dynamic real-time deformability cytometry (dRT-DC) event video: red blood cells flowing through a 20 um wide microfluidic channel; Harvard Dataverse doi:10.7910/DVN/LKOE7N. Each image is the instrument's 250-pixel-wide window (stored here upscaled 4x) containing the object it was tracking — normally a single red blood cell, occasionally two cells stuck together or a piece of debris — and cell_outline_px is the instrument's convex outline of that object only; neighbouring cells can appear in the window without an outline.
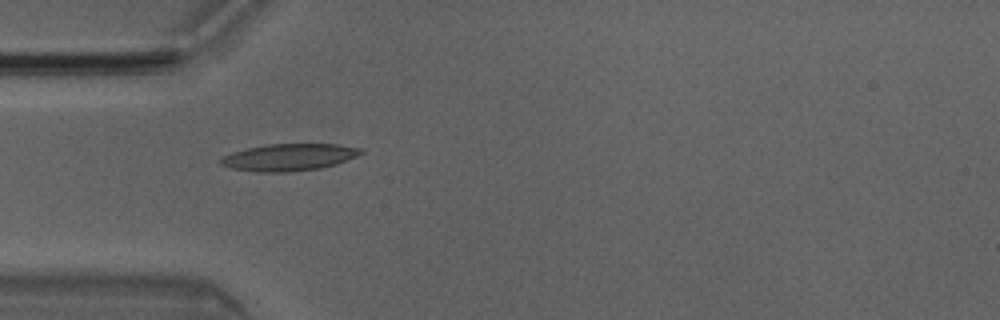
{"species": "Egyptian fruit bat (a non-hibernating species)", "species_latin": "Rousettus aegyptiacus", "temperature_condition": "room temperature", "stored_images_in_passage": 5, "camera_frame_rate_fps": 3000, "um_per_image_px": 0.085, "animal": {"sex": "male"}, "frame": {"image": 1, "passage_image": 5, "time_ms": 1.333, "image_size_px": [1000, 320], "cell_outline_px": [[364, 152], [356, 156], [336, 164], [320, 168], [288, 172], [256, 172], [232, 168], [220, 164], [220, 160], [224, 156], [232, 152], [264, 144], [336, 144], [364, 148]], "centroid_in_image_um": [24.58, 13.36], "position_along_channel_um": 60.4, "area_um2": 22.02}}